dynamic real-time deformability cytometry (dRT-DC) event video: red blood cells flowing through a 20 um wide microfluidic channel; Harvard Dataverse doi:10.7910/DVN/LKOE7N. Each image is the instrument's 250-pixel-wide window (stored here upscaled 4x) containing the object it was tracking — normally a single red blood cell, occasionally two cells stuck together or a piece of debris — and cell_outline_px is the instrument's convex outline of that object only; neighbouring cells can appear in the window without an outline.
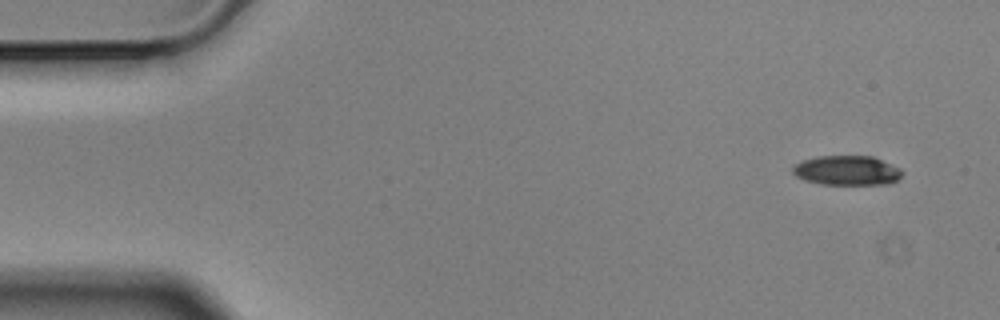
{"species": "Egyptian fruit bat (a non-hibernating species)", "species_latin": "Rousettus aegyptiacus", "temperature_condition": "cold", "stored_images_in_passage": 3, "camera_frame_rate_fps": 3000, "um_per_image_px": 0.085, "animal": {"sex": "male"}, "frame": {"image": 1, "passage_image": 1, "time_ms": 0.0, "image_size_px": [1000, 320], "cell_outline_px": [[904, 172], [896, 180], [888, 184], [820, 184], [804, 180], [796, 176], [792, 172], [792, 168], [796, 164], [804, 160], [820, 156], [872, 156], [900, 168]], "centroid_in_image_um": [71.99, 14.49], "position_along_channel_um": 13.0, "area_um2": 18.73}}